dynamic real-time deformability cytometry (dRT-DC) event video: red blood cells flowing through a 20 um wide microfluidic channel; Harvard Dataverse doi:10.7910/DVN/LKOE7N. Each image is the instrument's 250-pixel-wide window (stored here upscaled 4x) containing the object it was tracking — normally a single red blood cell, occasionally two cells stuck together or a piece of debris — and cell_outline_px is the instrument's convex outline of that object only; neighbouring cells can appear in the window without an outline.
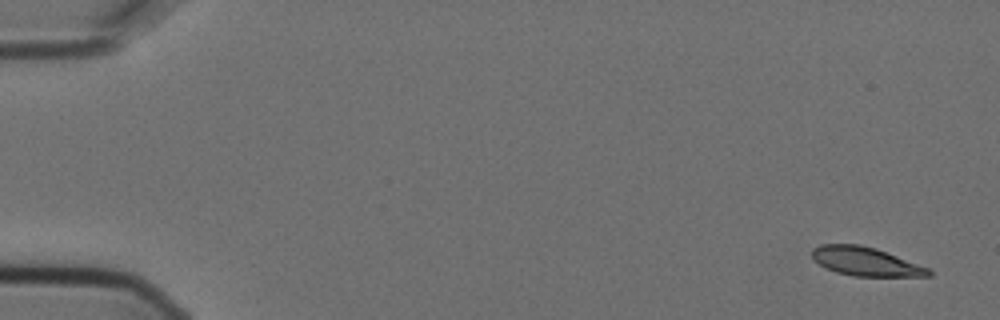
{"species": "Egyptian fruit bat (a non-hibernating species)", "species_latin": "Rousettus aegyptiacus", "temperature_condition": "cold", "stored_images_in_passage": 5, "camera_frame_rate_fps": 3000, "um_per_image_px": 0.085, "animal": {"sex": "female"}, "frame": {"image": 1, "passage_image": 1, "time_ms": 0.0, "image_size_px": [1000, 320], "cell_outline_px": [[932, 276], [852, 276], [836, 272], [820, 264], [812, 256], [812, 248], [820, 244], [860, 244], [876, 248], [928, 268], [932, 272]], "centroid_in_image_um": [73.57, 22.22], "position_along_channel_um": 11.4, "area_um2": 19.31}}